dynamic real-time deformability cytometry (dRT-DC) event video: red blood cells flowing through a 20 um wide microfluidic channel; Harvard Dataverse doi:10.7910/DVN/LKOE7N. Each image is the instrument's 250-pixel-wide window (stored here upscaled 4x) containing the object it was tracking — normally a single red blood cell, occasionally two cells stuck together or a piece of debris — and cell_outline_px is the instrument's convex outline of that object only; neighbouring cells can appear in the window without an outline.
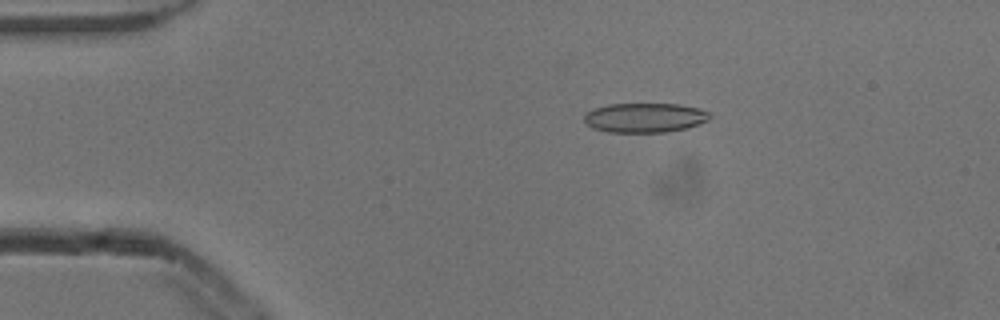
{"species": "common noctule bat (a hibernating species)", "species_latin": "Nyctalus noctula", "temperature_condition": "cold", "stored_images_in_passage": 46, "camera_frame_rate_fps": 3000, "um_per_image_px": 0.085, "animal": {"sex": "male", "body_mass_g": 13.3}, "frame": {"image": 1, "passage_image": 3, "time_ms": 0.667, "image_size_px": [1000, 320], "cell_outline_px": [[712, 116], [708, 120], [684, 128], [668, 132], [608, 132], [592, 128], [584, 120], [584, 116], [588, 112], [596, 108], [608, 104], [680, 104], [700, 108], [708, 112]], "centroid_in_image_um": [54.82, 10.0], "position_along_channel_um": 30.2, "area_um2": 21.44}}
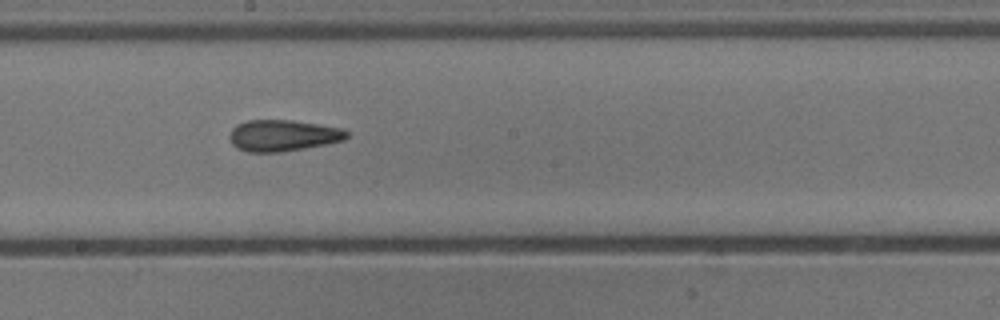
{"frame": {"image": 2, "passage_image": 22, "time_ms": 7.0, "image_size_px": [1000, 320], "cell_outline_px": [[348, 136], [344, 140], [324, 144], [280, 152], [248, 152], [236, 148], [232, 144], [228, 136], [232, 128], [236, 124], [248, 120], [292, 120], [344, 128], [348, 132]], "centroid_in_image_um": [24.02, 11.51], "position_along_channel_um": 224.2, "area_um2": 21.44}}
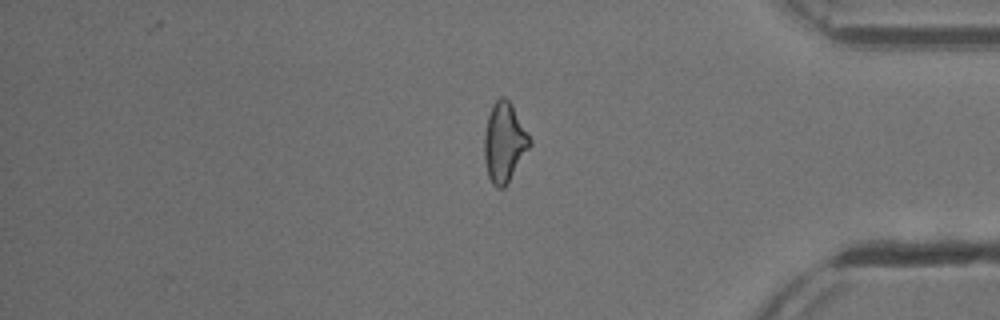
{"frame": {"image": 3, "passage_image": 37, "time_ms": 12.0, "image_size_px": [1000, 320], "cell_outline_px": [[532, 144], [504, 188], [496, 188], [492, 184], [488, 176], [484, 160], [484, 132], [488, 116], [492, 104], [500, 96], [504, 96], [512, 104], [532, 140]], "centroid_in_image_um": [42.86, 12.09], "position_along_channel_um": 392.3, "area_um2": 21.15}, "authors_computed_cell_mechanics": {"area_um2": 21.1259, "velocity_mm_per_s": 3.8849, "shape_relaxation_time_tau1_ms": null, "shape_relaxation_time_tau2_ms": 4.7505, "deformation_change_tau1": null, "deformation_change_tau2": 0.1419}}